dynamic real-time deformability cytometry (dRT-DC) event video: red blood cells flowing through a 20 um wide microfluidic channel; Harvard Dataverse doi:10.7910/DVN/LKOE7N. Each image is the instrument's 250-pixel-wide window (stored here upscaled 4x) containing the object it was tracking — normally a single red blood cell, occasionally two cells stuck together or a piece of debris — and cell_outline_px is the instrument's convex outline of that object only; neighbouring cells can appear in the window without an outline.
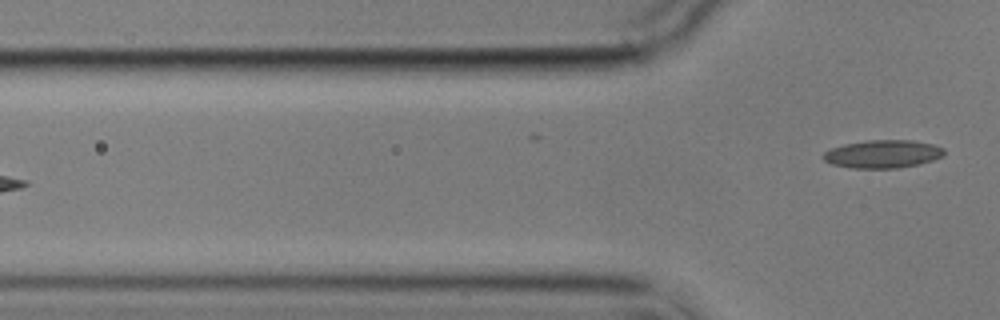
{"species": "common noctule bat (a hibernating species)", "species_latin": "Nyctalus noctula", "temperature_condition": "cold", "stored_images_in_passage": 5, "camera_frame_rate_fps": 3000, "um_per_image_px": 0.085, "animal": {"sex": "male", "body_mass_g": 17.9}, "frame": {"image": 1, "passage_image": 5, "time_ms": 5.667, "image_size_px": [1000, 320], "cell_outline_px": [[944, 152], [940, 156], [932, 160], [920, 164], [896, 168], [852, 168], [832, 164], [824, 160], [820, 156], [824, 152], [832, 148], [844, 144], [868, 140], [912, 140], [932, 144], [944, 148]], "centroid_in_image_um": [75.0, 13.09], "position_along_channel_um": 50.8, "area_um2": 19.65}}